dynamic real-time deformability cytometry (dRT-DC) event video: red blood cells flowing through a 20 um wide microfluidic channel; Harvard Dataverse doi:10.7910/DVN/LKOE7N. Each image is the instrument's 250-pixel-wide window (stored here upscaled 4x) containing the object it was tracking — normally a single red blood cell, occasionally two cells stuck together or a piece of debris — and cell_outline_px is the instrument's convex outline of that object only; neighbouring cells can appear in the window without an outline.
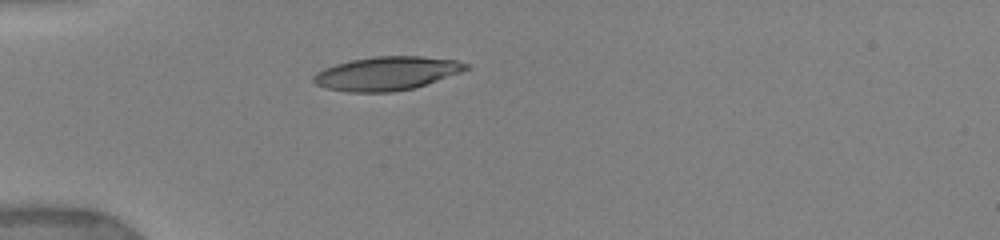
{"species": "human", "species_latin": "Homo sapiens", "temperature_condition": "warm", "stored_images_in_passage": 8, "camera_frame_rate_fps": 3000, "um_per_image_px": 0.085, "donor": {"sex": "female"}, "frame": {"image": 1, "passage_image": 1, "time_ms": 0.0, "image_size_px": [1000, 240], "cell_outline_px": [[472, 68], [412, 88], [392, 92], [348, 92], [328, 88], [316, 84], [312, 80], [312, 76], [316, 72], [324, 68], [336, 64], [352, 60], [372, 56], [420, 56], [456, 60], [468, 64]], "centroid_in_image_um": [32.85, 6.23], "position_along_channel_um": 52.2, "area_um2": 29.65}}